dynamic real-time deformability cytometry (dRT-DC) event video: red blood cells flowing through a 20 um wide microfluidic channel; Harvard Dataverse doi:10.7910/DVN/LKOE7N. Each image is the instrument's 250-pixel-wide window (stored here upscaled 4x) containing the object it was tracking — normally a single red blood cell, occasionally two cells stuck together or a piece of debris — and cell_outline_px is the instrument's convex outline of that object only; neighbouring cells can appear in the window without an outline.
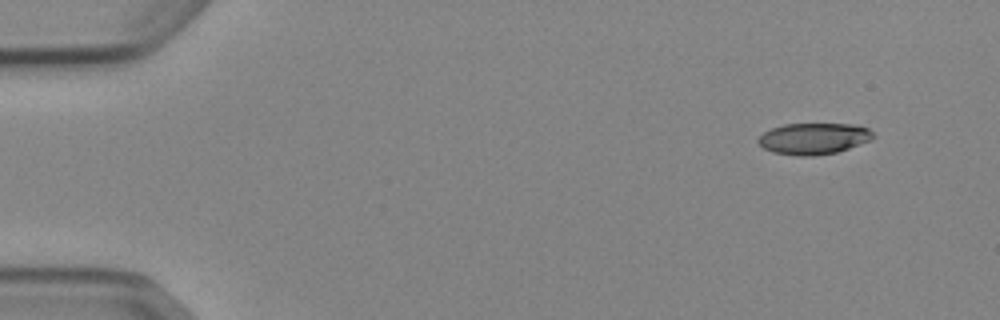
{"species": "Egyptian fruit bat (a non-hibernating species)", "species_latin": "Rousettus aegyptiacus", "temperature_condition": "cold", "stored_images_in_passage": 49, "camera_frame_rate_fps": 3000, "um_per_image_px": 0.085, "animal": {"sex": "female"}, "frame": {"image": 1, "passage_image": 1, "time_ms": 0.0, "image_size_px": [1000, 320], "cell_outline_px": [[876, 136], [872, 140], [836, 152], [812, 156], [796, 156], [772, 152], [764, 148], [756, 140], [764, 132], [772, 128], [784, 124], [860, 124], [868, 128]], "centroid_in_image_um": [69.19, 11.77], "position_along_channel_um": 15.8, "area_um2": 21.1}}
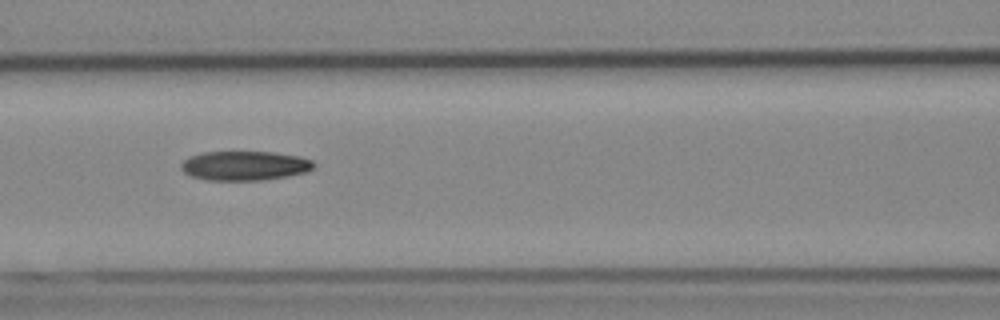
{"frame": {"image": 2, "passage_image": 20, "time_ms": 6.333, "image_size_px": [1000, 320], "cell_outline_px": [[316, 164], [308, 172], [288, 176], [260, 180], [208, 180], [188, 176], [180, 168], [180, 164], [184, 160], [192, 156], [204, 152], [272, 152], [300, 156], [312, 160]], "centroid_in_image_um": [20.8, 14.09], "position_along_channel_um": 145.8, "area_um2": 22.77}}
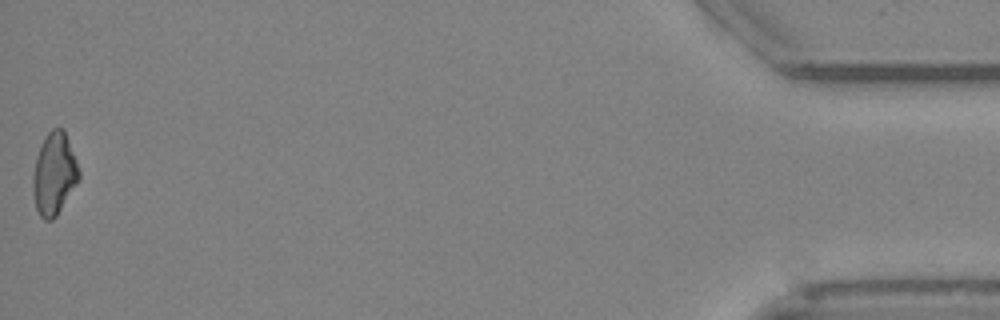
{"frame": {"image": 3, "passage_image": 49, "time_ms": 16.0, "image_size_px": [1000, 320], "cell_outline_px": [[80, 180], [56, 216], [52, 220], [44, 220], [40, 216], [36, 208], [32, 192], [32, 176], [36, 156], [48, 132], [52, 128], [64, 128], [76, 160], [80, 172]], "centroid_in_image_um": [4.6, 14.8], "position_along_channel_um": 430.6, "area_um2": 22.14}, "authors_computed_cell_mechanics": {"area_um2": 22.3686, "velocity_mm_per_s": 3.8984, "shape_relaxation_time_tau1_ms": null, "shape_relaxation_time_tau2_ms": 9.7119, "deformation_change_tau1": null, "deformation_change_tau2": 0.2099}}